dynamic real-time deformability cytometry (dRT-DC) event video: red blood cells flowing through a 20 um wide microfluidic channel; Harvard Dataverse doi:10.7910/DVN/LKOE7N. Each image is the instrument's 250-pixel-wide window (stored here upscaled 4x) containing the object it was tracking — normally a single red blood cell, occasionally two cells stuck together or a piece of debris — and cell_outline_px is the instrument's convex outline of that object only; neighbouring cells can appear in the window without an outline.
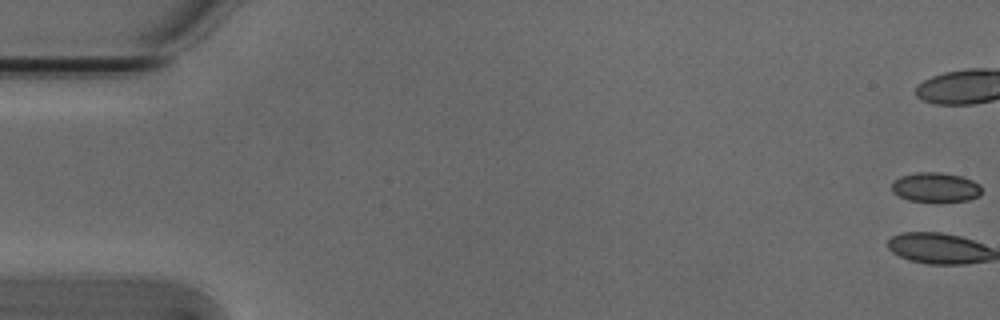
{"species": "Egyptian fruit bat (a non-hibernating species)", "species_latin": "Rousettus aegyptiacus", "temperature_condition": "cold", "stored_images_in_passage": 2, "camera_frame_rate_fps": 3000, "um_per_image_px": 0.085, "animal": {"sex": "male"}, "frame": {"image": 1, "passage_image": 1, "time_ms": 0.0, "image_size_px": [1000, 320], "cell_outline_px": [[980, 196], [968, 200], [908, 200], [892, 192], [892, 184], [900, 176], [916, 172], [940, 172], [960, 176], [972, 180], [980, 184]], "centroid_in_image_um": [79.52, 15.89], "position_along_channel_um": 5.5, "area_um2": 15.09}}